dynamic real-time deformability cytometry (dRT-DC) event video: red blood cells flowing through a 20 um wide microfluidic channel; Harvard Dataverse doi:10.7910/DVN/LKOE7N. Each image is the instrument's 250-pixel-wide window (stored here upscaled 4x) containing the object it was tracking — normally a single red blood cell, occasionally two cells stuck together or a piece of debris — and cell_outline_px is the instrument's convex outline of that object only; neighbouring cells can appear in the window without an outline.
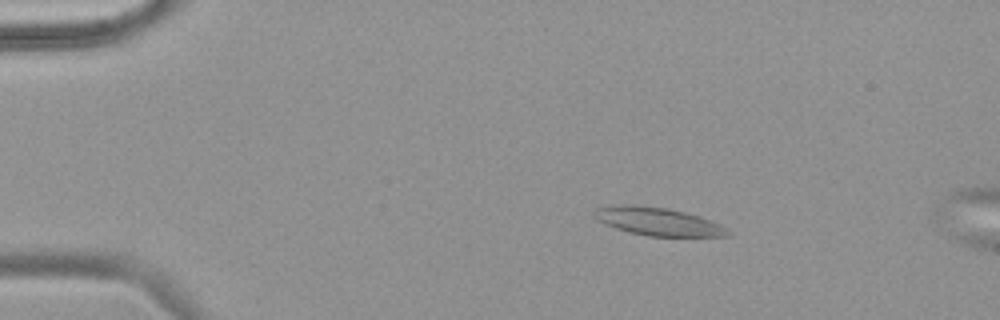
{"species": "common noctule bat (a hibernating species)", "species_latin": "Nyctalus noctula", "temperature_condition": "warm", "stored_images_in_passage": 13, "camera_frame_rate_fps": 3000, "um_per_image_px": 0.085, "animal": {"sex": "female", "body_mass_g": 18.4}, "frame": {"image": 1, "passage_image": 10, "time_ms": 3.0, "image_size_px": [1000, 320], "cell_outline_px": [[732, 232], [728, 236], [648, 236], [616, 228], [596, 220], [592, 216], [592, 212], [596, 208], [668, 208], [684, 212], [708, 220], [728, 228]], "centroid_in_image_um": [56.02, 18.89], "position_along_channel_um": 29.0, "area_um2": 20.46}}